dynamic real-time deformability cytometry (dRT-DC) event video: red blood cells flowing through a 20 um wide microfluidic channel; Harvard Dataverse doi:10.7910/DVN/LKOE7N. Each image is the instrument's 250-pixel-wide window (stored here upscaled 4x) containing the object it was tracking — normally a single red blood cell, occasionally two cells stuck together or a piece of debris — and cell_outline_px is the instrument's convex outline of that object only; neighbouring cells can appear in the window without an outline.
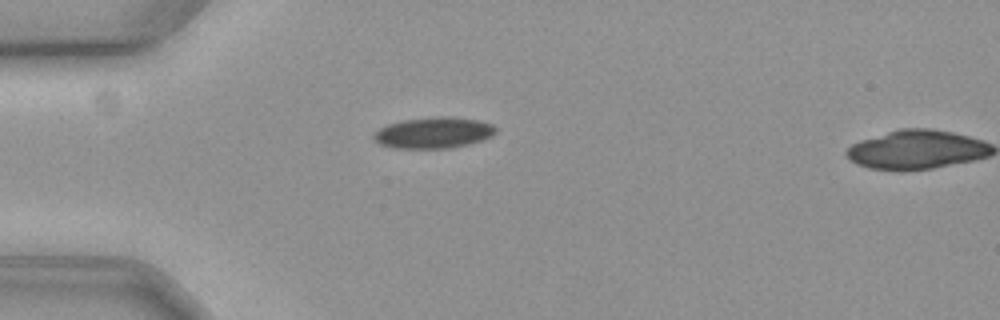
{"species": "common noctule bat (a hibernating species)", "species_latin": "Nyctalus noctula", "temperature_condition": "cold", "stored_images_in_passage": 3, "camera_frame_rate_fps": 3000, "um_per_image_px": 0.085, "animal": {"sex": "female", "body_mass_g": 19.3, "forearm_length_mm": 54.1}, "frame": {"image": 1, "passage_image": 2, "time_ms": 0.333, "image_size_px": [1000, 320], "cell_outline_px": [[496, 132], [492, 136], [480, 140], [452, 148], [392, 148], [380, 144], [372, 136], [380, 128], [388, 124], [404, 120], [436, 116], [452, 116], [480, 120], [492, 124], [496, 128]], "centroid_in_image_um": [36.87, 11.27], "position_along_channel_um": 48.1, "area_um2": 22.08}}